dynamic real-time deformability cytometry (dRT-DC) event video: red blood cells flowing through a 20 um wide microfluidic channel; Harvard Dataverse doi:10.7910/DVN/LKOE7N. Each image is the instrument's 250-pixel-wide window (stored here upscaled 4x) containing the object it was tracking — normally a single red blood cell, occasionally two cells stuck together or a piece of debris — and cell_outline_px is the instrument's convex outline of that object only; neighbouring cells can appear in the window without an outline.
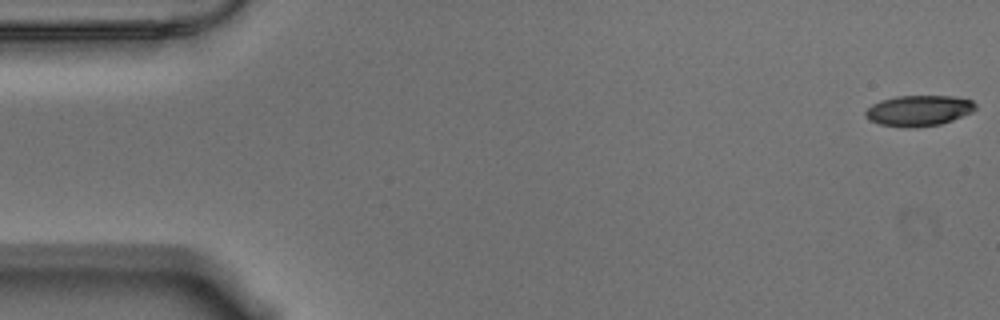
{"species": "Egyptian fruit bat (a non-hibernating species)", "species_latin": "Rousettus aegyptiacus", "temperature_condition": "warm", "stored_images_in_passage": 57, "camera_frame_rate_fps": 3000, "um_per_image_px": 0.085, "animal": {"sex": "male"}, "frame": {"image": 1, "passage_image": 1, "time_ms": 0.0, "image_size_px": [1000, 320], "cell_outline_px": [[976, 108], [972, 112], [952, 120], [940, 124], [916, 128], [904, 128], [880, 124], [868, 120], [864, 116], [864, 112], [872, 104], [880, 100], [896, 96], [952, 96], [972, 100], [976, 104]], "centroid_in_image_um": [78.06, 9.41], "position_along_channel_um": 6.9, "area_um2": 19.88}}
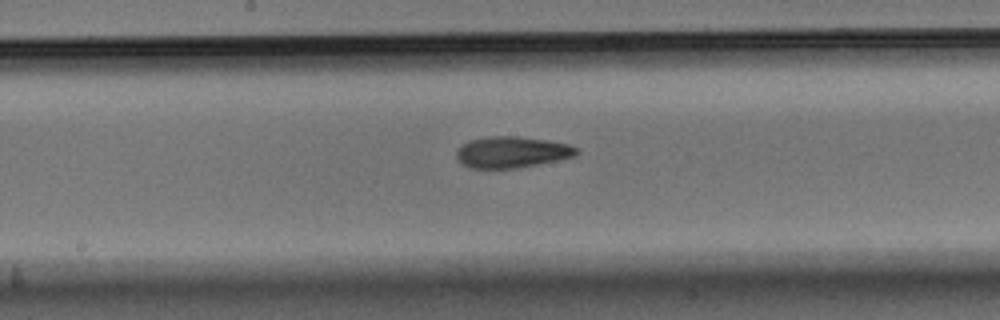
{"frame": {"image": 2, "passage_image": 29, "time_ms": 9.333, "image_size_px": [1000, 320], "cell_outline_px": [[580, 152], [576, 156], [536, 164], [512, 168], [468, 168], [460, 164], [456, 156], [456, 152], [468, 140], [492, 136], [512, 136], [544, 140], [568, 144], [576, 148]], "centroid_in_image_um": [43.47, 12.94], "position_along_channel_um": 204.7, "area_um2": 21.56}}
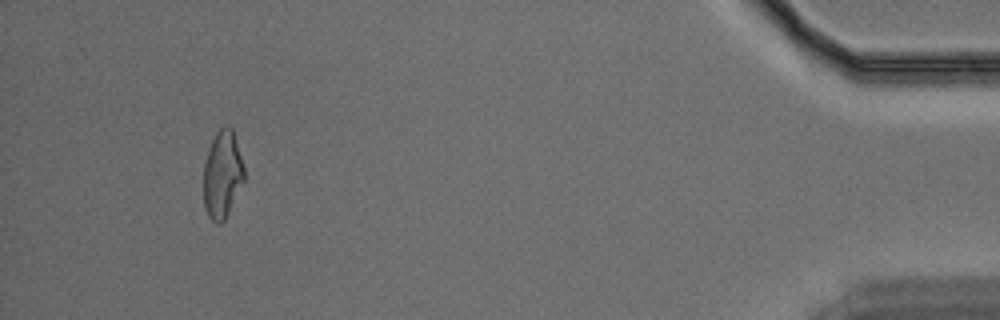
{"frame": {"image": 3, "passage_image": 53, "time_ms": 17.333, "image_size_px": [1000, 320], "cell_outline_px": [[244, 180], [224, 220], [220, 224], [216, 224], [208, 216], [204, 208], [204, 164], [208, 148], [216, 132], [220, 128], [232, 128], [244, 168]], "centroid_in_image_um": [18.88, 14.86], "position_along_channel_um": 416.3, "area_um2": 20.35}, "authors_computed_cell_mechanics": {"area_um2": 21.5016, "velocity_mm_per_s": 3.5478, "shape_relaxation_time_tau1_ms": 6.3699, "shape_relaxation_time_tau2_ms": 3.009, "deformation_change_tau1": 0.2061, "deformation_change_tau2": 0.1119}}